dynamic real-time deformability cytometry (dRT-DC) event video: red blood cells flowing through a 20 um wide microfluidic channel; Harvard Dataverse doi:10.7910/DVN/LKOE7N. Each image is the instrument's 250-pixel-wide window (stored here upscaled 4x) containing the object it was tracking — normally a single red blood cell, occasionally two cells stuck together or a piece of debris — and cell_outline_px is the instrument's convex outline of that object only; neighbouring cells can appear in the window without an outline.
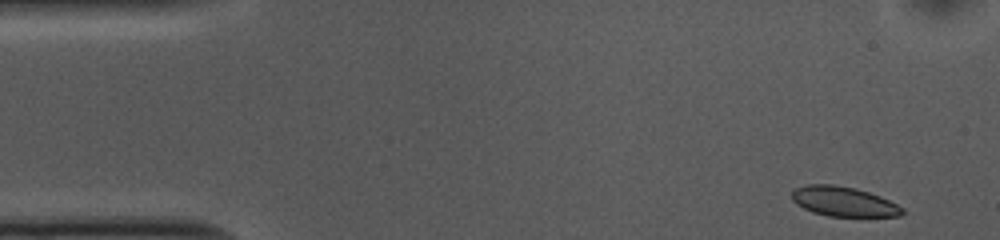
{"species": "common noctule bat (a hibernating species)", "species_latin": "Nyctalus noctula", "temperature_condition": "cold", "stored_images_in_passage": 50, "camera_frame_rate_fps": 3000, "um_per_image_px": 0.085, "animal": {"sex": "female", "body_mass_g": 10.0, "forearm_length_mm": 53.1}, "frame": {"image": 1, "passage_image": 1, "time_ms": 0.0, "image_size_px": [1000, 240], "cell_outline_px": [[904, 212], [900, 216], [828, 216], [812, 212], [796, 204], [792, 200], [792, 192], [796, 188], [808, 184], [832, 184], [856, 188], [880, 196], [904, 208]], "centroid_in_image_um": [71.69, 17.13], "position_along_channel_um": 13.3, "area_um2": 19.07}}
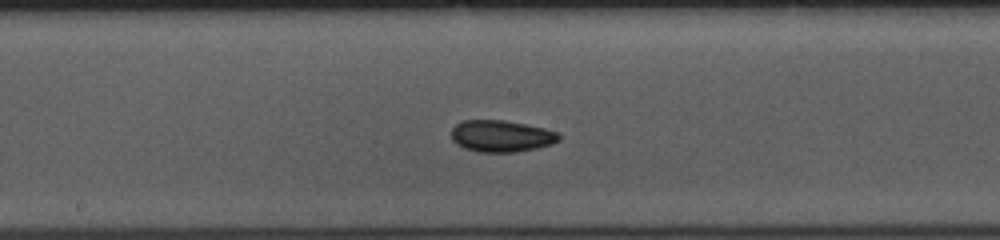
{"frame": {"image": 2, "passage_image": 24, "time_ms": 7.667, "image_size_px": [1000, 240], "cell_outline_px": [[560, 140], [552, 144], [536, 148], [516, 152], [480, 152], [464, 148], [456, 144], [452, 140], [452, 128], [456, 124], [464, 120], [504, 120], [544, 128], [560, 132]], "centroid_in_image_um": [42.62, 11.57], "position_along_channel_um": 205.6, "area_um2": 19.94}}
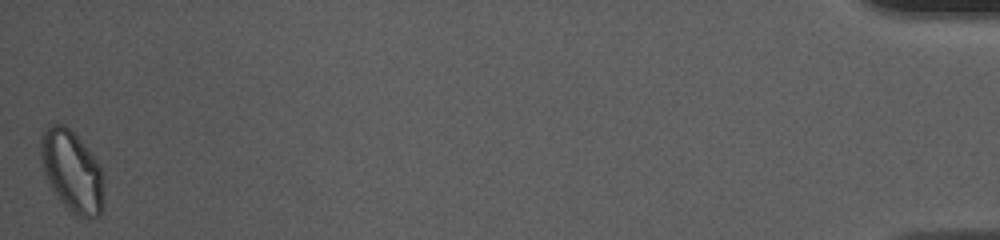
{"frame": {"image": 3, "passage_image": 50, "time_ms": 16.333, "image_size_px": [1000, 240], "cell_outline_px": [[104, 204], [100, 216], [80, 216], [72, 212], [56, 196], [44, 172], [40, 156], [40, 140], [48, 124], [64, 124], [76, 136], [92, 156], [100, 168], [104, 200]], "centroid_in_image_um": [6.09, 14.55], "position_along_channel_um": 429.1, "area_um2": 29.13}, "authors_computed_cell_mechanics": {"area_um2": 19.9121, "velocity_mm_per_s": 3.7247, "shape_relaxation_time_tau1_ms": 8.7337, "shape_relaxation_time_tau2_ms": 1.4207, "deformation_change_tau1": 0.1161, "deformation_change_tau2": 0.0482}}